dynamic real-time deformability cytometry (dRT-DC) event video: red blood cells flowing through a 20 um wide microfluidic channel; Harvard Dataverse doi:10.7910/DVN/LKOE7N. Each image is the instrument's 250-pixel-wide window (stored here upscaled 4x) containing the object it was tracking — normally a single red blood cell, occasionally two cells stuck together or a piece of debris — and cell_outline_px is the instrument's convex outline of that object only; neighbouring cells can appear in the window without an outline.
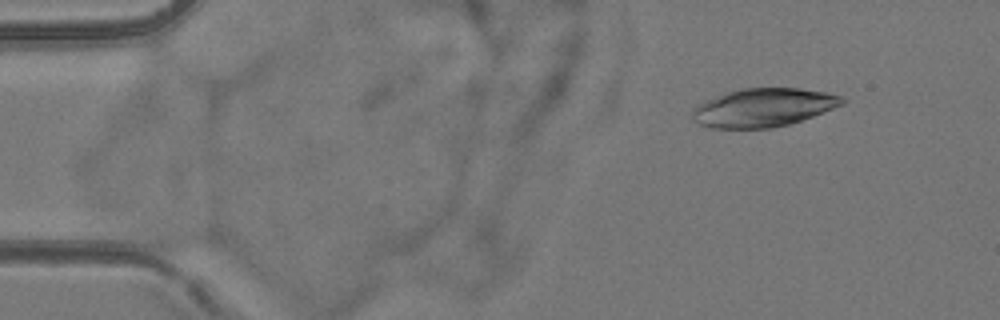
{"species": "common noctule bat (a hibernating species)", "species_latin": "Nyctalus noctula", "temperature_condition": "room temperature", "stored_images_in_passage": 4, "camera_frame_rate_fps": 3000, "um_per_image_px": 0.085, "animal": {"sex": "female", "body_mass_g": 24.6, "forearm_length_mm": 56.2}, "frame": {"image": 1, "passage_image": 4, "time_ms": 4.333, "image_size_px": [1000, 320], "cell_outline_px": [[848, 100], [844, 104], [812, 116], [788, 124], [772, 128], [712, 128], [700, 124], [692, 120], [692, 108], [696, 104], [704, 100], [740, 88], [800, 88], [828, 92], [844, 96]], "centroid_in_image_um": [64.89, 9.13], "position_along_channel_um": 20.1, "area_um2": 33.76}}